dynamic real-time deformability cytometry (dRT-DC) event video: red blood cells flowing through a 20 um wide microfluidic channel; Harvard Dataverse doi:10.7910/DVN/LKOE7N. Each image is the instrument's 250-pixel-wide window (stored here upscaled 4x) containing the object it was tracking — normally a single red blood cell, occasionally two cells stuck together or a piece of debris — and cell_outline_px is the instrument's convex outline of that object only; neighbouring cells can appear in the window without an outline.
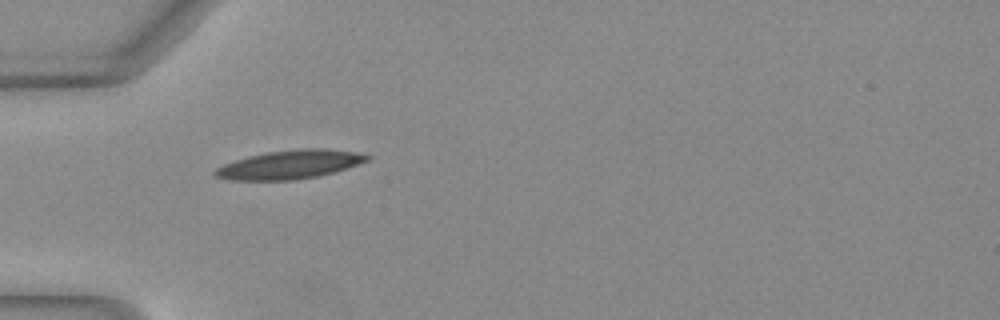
{"species": "Egyptian fruit bat (a non-hibernating species)", "species_latin": "Rousettus aegyptiacus", "temperature_condition": "warm", "stored_images_in_passage": 6, "camera_frame_rate_fps": 3000, "um_per_image_px": 0.085, "animal": {"sex": "female"}, "frame": {"image": 1, "passage_image": 1, "time_ms": 0.0, "image_size_px": [1000, 320], "cell_outline_px": [[372, 156], [368, 160], [336, 172], [320, 176], [292, 180], [228, 180], [216, 176], [212, 172], [216, 168], [224, 164], [248, 156], [268, 152], [300, 148], [328, 148], [356, 152]], "centroid_in_image_um": [24.65, 13.98], "position_along_channel_um": 60.3, "area_um2": 25.49}}